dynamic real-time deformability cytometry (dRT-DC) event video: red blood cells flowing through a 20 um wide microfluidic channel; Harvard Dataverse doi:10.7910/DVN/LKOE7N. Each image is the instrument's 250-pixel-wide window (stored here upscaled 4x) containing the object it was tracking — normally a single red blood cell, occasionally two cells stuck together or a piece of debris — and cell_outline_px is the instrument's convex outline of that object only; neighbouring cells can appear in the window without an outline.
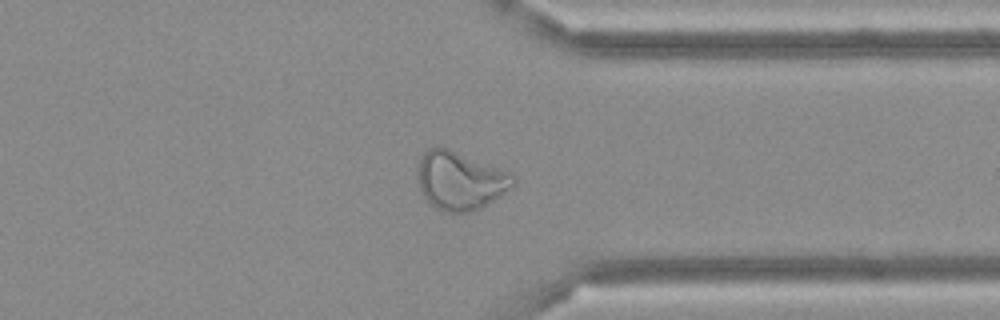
{"species": "Egyptian fruit bat (a non-hibernating species)", "species_latin": "Rousettus aegyptiacus", "temperature_condition": "cold", "stored_images_in_passage": 49, "camera_frame_rate_fps": 3000, "um_per_image_px": 0.085, "frame": {"image": 1, "passage_image": 38, "time_ms": 12.333, "image_size_px": [1000, 320], "cell_outline_px": [[516, 184], [500, 196], [480, 208], [472, 212], [444, 212], [436, 208], [420, 192], [416, 172], [420, 160], [424, 152], [428, 148], [448, 148], [512, 172], [516, 176]], "centroid_in_image_um": [39.13, 15.35], "position_along_channel_um": 372.3, "area_um2": 32.66}}
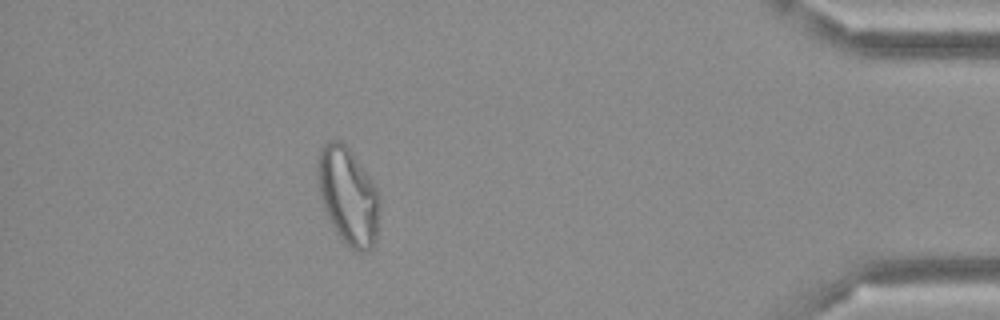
{"frame": {"image": 2, "passage_image": 44, "time_ms": 14.333, "image_size_px": [1000, 320], "cell_outline_px": [[380, 208], [376, 240], [372, 248], [364, 252], [356, 252], [344, 244], [328, 220], [320, 196], [316, 180], [316, 160], [320, 148], [328, 140], [340, 140], [348, 148], [380, 192]], "centroid_in_image_um": [29.57, 16.68], "position_along_channel_um": 405.6, "area_um2": 35.78}}